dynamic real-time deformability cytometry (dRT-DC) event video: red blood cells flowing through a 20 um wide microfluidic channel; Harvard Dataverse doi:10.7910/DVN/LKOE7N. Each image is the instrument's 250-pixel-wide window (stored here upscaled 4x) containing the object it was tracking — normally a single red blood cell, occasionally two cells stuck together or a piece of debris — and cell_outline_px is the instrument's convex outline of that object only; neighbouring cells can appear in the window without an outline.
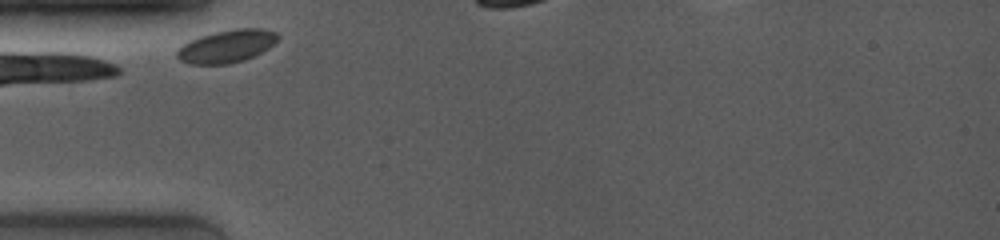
{"species": "common noctule bat (a hibernating species)", "species_latin": "Nyctalus noctula", "temperature_condition": "room temperature", "stored_images_in_passage": 27, "camera_frame_rate_fps": 4000, "um_per_image_px": 0.085, "animal": {"sex": "female", "body_mass_g": 19.0, "forearm_length_mm": 53.3}, "frame": {"image": 1, "passage_image": 1, "time_ms": 0.0, "image_size_px": [1000, 240], "cell_outline_px": [[280, 36], [268, 48], [244, 60], [228, 64], [192, 64], [180, 60], [176, 56], [176, 52], [184, 44], [200, 36], [216, 32], [236, 28], [260, 28], [276, 32]], "centroid_in_image_um": [19.28, 3.93], "position_along_channel_um": 65.7, "area_um2": 18.9}}